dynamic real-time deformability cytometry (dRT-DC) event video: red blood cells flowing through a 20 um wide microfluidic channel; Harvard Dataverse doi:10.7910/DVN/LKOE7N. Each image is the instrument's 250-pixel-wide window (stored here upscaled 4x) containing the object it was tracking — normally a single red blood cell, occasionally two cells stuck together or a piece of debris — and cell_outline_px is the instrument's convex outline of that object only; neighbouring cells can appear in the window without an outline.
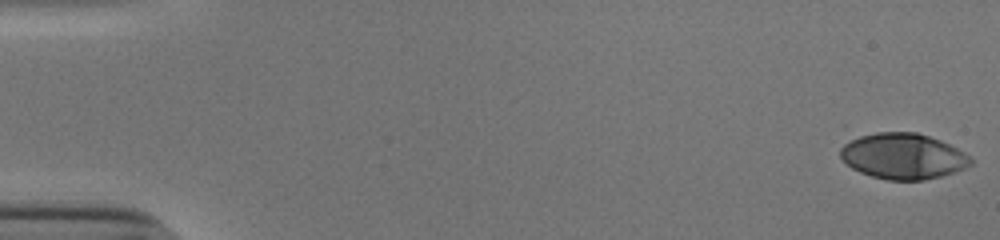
{"species": "human", "species_latin": "Homo sapiens", "temperature_condition": "cold", "stored_images_in_passage": 53, "camera_frame_rate_fps": 3000, "um_per_image_px": 0.085, "donor": {"sex": "male"}, "frame": {"image": 1, "passage_image": 1, "time_ms": 0.0, "image_size_px": [1000, 240], "cell_outline_px": [[972, 164], [964, 168], [940, 176], [924, 180], [888, 180], [872, 176], [860, 172], [852, 168], [840, 156], [840, 148], [844, 144], [860, 136], [876, 132], [916, 132], [940, 140], [964, 152], [972, 160]], "centroid_in_image_um": [76.75, 13.27], "position_along_channel_um": 8.3, "area_um2": 34.39}}
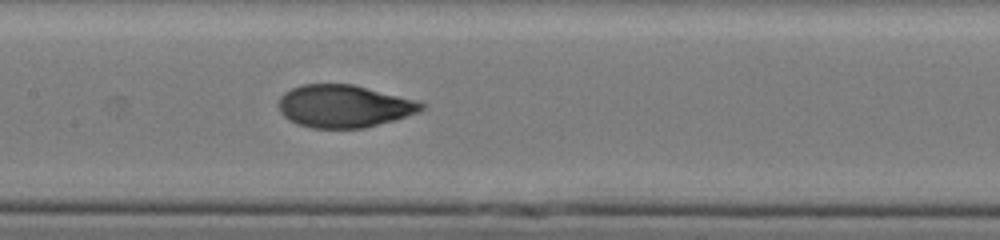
{"frame": {"image": 2, "passage_image": 27, "time_ms": 8.667, "image_size_px": [1000, 240], "cell_outline_px": [[428, 104], [424, 108], [416, 112], [392, 120], [364, 128], [312, 128], [296, 124], [288, 120], [280, 112], [276, 104], [280, 96], [284, 92], [292, 88], [304, 84], [352, 84], [416, 100]], "centroid_in_image_um": [29.17, 9.02], "position_along_channel_um": 178.2, "area_um2": 35.37}}
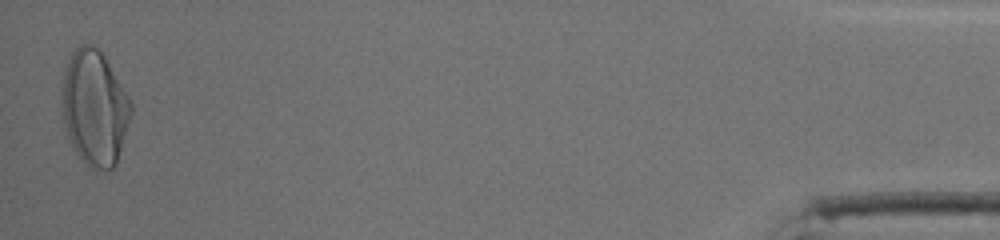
{"frame": {"image": 3, "passage_image": 53, "time_ms": 17.333, "image_size_px": [1000, 240], "cell_outline_px": [[132, 112], [116, 164], [112, 168], [88, 168], [84, 164], [76, 152], [68, 136], [64, 120], [60, 100], [64, 68], [72, 52], [80, 44], [88, 44], [96, 48], [104, 56], [132, 100]], "centroid_in_image_um": [8.03, 9.15], "position_along_channel_um": 427.2, "area_um2": 46.36}, "authors_computed_cell_mechanics": {"area_um2": 35.6048, "velocity_mm_per_s": 3.863, "shape_relaxation_time_tau1_ms": 6.2085, "shape_relaxation_time_tau2_ms": 0.8847, "deformation_change_tau1": 0.2677, "deformation_change_tau2": 0.0527}}